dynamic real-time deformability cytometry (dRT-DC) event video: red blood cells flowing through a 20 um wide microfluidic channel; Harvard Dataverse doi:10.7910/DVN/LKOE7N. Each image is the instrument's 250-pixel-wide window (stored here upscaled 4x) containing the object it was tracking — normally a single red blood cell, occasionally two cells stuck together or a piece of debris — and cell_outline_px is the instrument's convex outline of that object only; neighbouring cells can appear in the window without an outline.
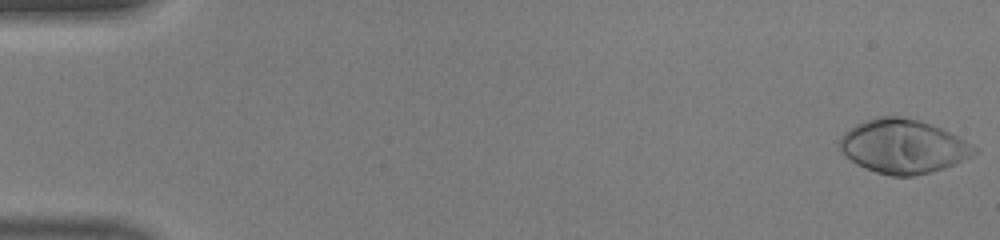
{"species": "human", "species_latin": "Homo sapiens", "temperature_condition": "warm", "stored_images_in_passage": 47, "camera_frame_rate_fps": 3000, "um_per_image_px": 0.085, "donor": {"sex": "male"}, "frame": {"image": 1, "passage_image": 1, "time_ms": 0.0, "image_size_px": [1000, 240], "cell_outline_px": [[980, 152], [972, 156], [944, 168], [912, 176], [892, 176], [876, 172], [864, 168], [856, 164], [840, 148], [840, 136], [844, 132], [856, 124], [864, 120], [880, 116], [900, 116], [920, 120], [940, 128], [980, 148]], "centroid_in_image_um": [76.78, 12.43], "position_along_channel_um": 8.2, "area_um2": 42.08}}
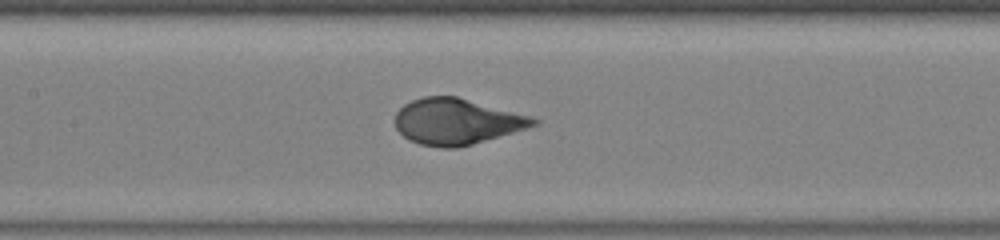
{"frame": {"image": 2, "passage_image": 23, "time_ms": 7.333, "image_size_px": [1000, 240], "cell_outline_px": [[540, 124], [528, 128], [472, 144], [456, 148], [444, 148], [420, 144], [404, 136], [396, 128], [396, 112], [404, 104], [412, 100], [424, 96], [456, 96], [532, 116], [540, 120]], "centroid_in_image_um": [38.85, 10.32], "position_along_channel_um": 168.5, "area_um2": 36.93}}
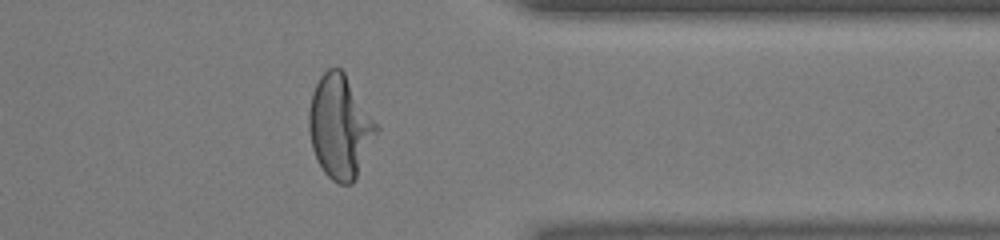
{"frame": {"image": 3, "passage_image": 38, "time_ms": 12.333, "image_size_px": [1000, 240], "cell_outline_px": [[380, 128], [356, 180], [352, 184], [340, 184], [332, 180], [324, 172], [312, 148], [308, 128], [308, 112], [312, 92], [320, 76], [328, 68], [340, 68], [344, 72]], "centroid_in_image_um": [28.9, 10.79], "position_along_channel_um": 382.5, "area_um2": 40.58}}